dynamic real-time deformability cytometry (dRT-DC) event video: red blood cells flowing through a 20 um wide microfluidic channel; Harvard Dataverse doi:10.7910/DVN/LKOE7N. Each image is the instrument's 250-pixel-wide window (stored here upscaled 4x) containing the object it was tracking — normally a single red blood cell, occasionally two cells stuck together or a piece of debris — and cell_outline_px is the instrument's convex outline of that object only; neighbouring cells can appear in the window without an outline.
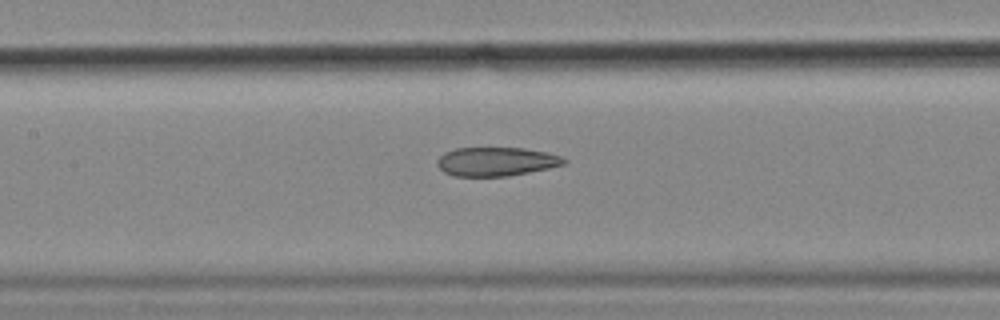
{"species": "common noctule bat (a hibernating species)", "species_latin": "Nyctalus noctula", "temperature_condition": "cold", "stored_images_in_passage": 54, "camera_frame_rate_fps": 3000, "um_per_image_px": 0.085, "animal": {"sex": "female", "body_mass_g": 18.4}, "frame": {"image": 1, "passage_image": 24, "time_ms": 7.667, "image_size_px": [1000, 320], "cell_outline_px": [[568, 164], [508, 176], [452, 176], [444, 172], [436, 164], [436, 160], [444, 152], [456, 148], [524, 148], [548, 152], [560, 156], [568, 160]], "centroid_in_image_um": [42.18, 13.73], "position_along_channel_um": 165.2, "area_um2": 21.44}, "authors_computed_cell_mechanics": {"area_um2": 24.5072, "velocity_mm_per_s": 3.5933, "shape_relaxation_time_tau1_ms": null, "shape_relaxation_time_tau2_ms": 2.9109, "deformation_change_tau1": null, "deformation_change_tau2": 0.1191}}